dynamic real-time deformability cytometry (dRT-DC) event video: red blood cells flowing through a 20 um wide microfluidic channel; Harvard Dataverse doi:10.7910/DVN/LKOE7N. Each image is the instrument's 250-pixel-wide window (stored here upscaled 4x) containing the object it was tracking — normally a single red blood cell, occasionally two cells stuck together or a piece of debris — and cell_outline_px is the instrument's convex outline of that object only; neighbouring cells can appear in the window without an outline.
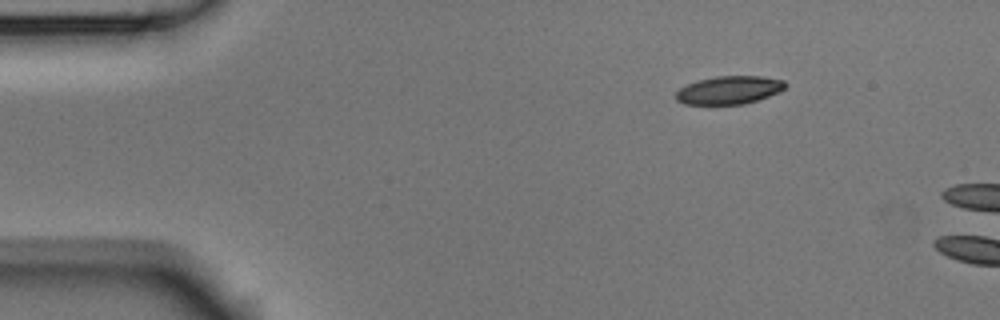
{"species": "Egyptian fruit bat (a non-hibernating species)", "species_latin": "Rousettus aegyptiacus", "temperature_condition": "room temperature", "stored_images_in_passage": 2, "camera_frame_rate_fps": 3000, "um_per_image_px": 0.085, "animal": {"sex": "male"}, "frame": {"image": 1, "passage_image": 1, "time_ms": 0.0, "image_size_px": [1000, 320], "cell_outline_px": [[788, 84], [780, 92], [744, 104], [684, 104], [676, 100], [676, 92], [680, 88], [696, 80], [716, 76], [760, 76], [784, 80]], "centroid_in_image_um": [61.98, 7.65], "position_along_channel_um": 23.0, "area_um2": 17.92}}